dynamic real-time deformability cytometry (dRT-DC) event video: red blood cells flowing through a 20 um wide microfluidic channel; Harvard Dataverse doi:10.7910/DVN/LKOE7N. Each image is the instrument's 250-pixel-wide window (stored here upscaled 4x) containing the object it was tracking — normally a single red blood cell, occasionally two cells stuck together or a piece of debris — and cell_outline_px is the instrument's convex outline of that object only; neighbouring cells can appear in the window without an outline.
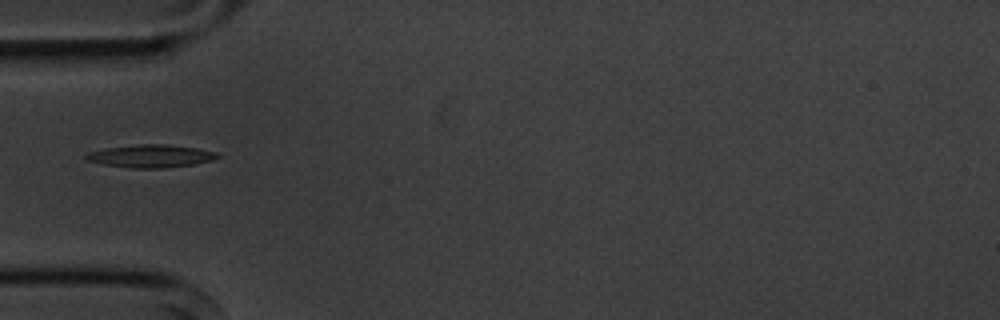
{"species": "common noctule bat (a hibernating species)", "species_latin": "Nyctalus noctula", "temperature_condition": "cold", "stored_images_in_passage": 7, "camera_frame_rate_fps": 3000, "um_per_image_px": 0.085, "animal": {"sex": "male", "body_mass_g": 20.1, "forearm_length_mm": 53.5}, "frame": {"image": 1, "passage_image": 5, "time_ms": 5.667, "image_size_px": [1000, 320], "cell_outline_px": [[220, 156], [212, 160], [196, 164], [164, 168], [132, 168], [104, 164], [88, 160], [84, 156], [88, 152], [104, 148], [140, 144], [164, 144], [196, 148], [216, 152]], "centroid_in_image_um": [12.82, 13.26], "position_along_channel_um": 72.2, "area_um2": 17.34}}
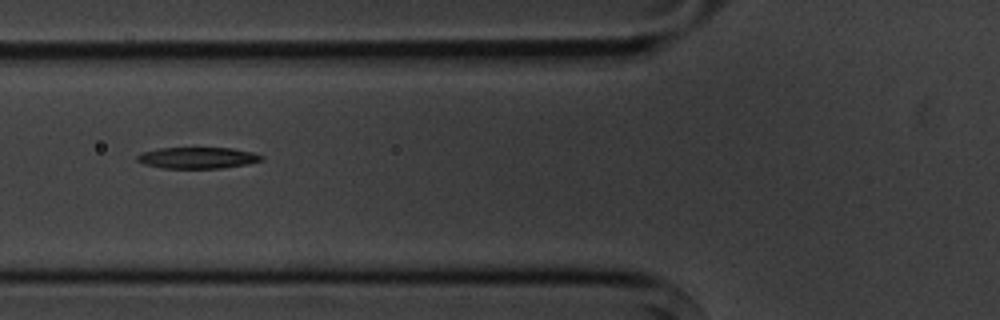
{"frame": {"image": 2, "passage_image": 6, "time_ms": 6.667, "image_size_px": [1000, 320], "cell_outline_px": [[264, 160], [248, 164], [224, 168], [160, 168], [144, 164], [136, 160], [136, 156], [140, 152], [160, 148], [232, 148], [252, 152], [264, 156]], "centroid_in_image_um": [16.79, 13.42], "position_along_channel_um": 109.0, "area_um2": 15.61}}
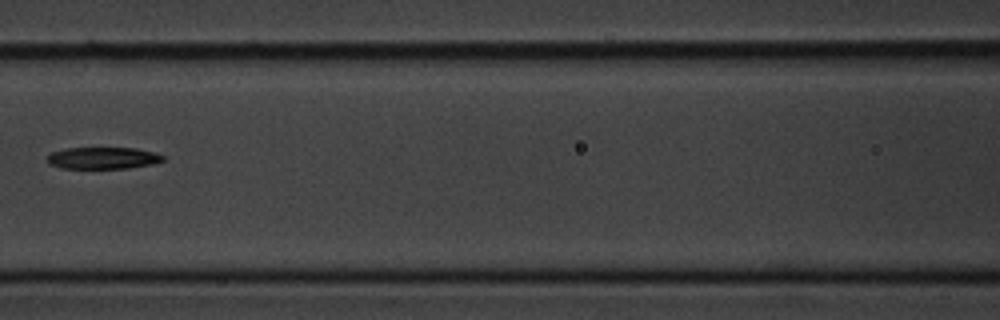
{"frame": {"image": 3, "passage_image": 7, "time_ms": 8.0, "image_size_px": [1000, 320], "cell_outline_px": [[164, 160], [152, 164], [128, 168], [60, 168], [48, 164], [48, 156], [52, 152], [64, 148], [136, 148], [156, 152], [164, 156]], "centroid_in_image_um": [8.76, 13.43], "position_along_channel_um": 157.8, "area_um2": 14.74}}